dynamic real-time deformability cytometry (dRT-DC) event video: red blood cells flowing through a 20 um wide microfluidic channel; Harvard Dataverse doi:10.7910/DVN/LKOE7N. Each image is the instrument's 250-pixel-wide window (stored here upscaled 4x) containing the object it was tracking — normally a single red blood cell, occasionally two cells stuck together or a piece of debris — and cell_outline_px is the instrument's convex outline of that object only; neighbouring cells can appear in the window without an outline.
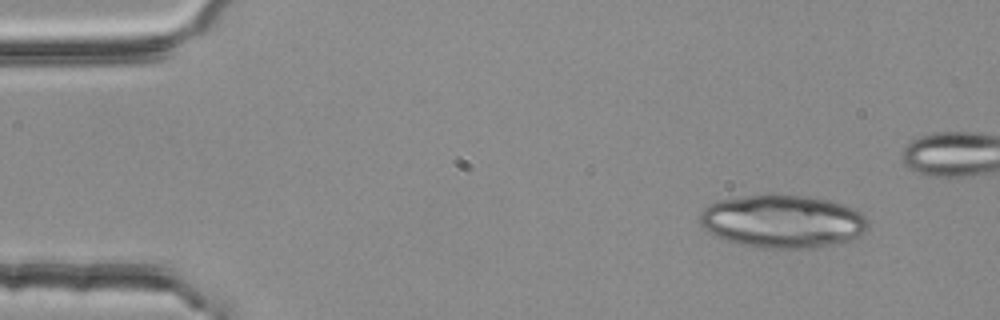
{"species": "common noctule bat (a hibernating species)", "species_latin": "Nyctalus noctula", "temperature_condition": "room temperature", "stored_images_in_passage": 26, "camera_frame_rate_fps": 3000, "um_per_image_px": 0.085, "animal": {"sex": "female", "body_mass_g": 25.1}, "frame": {"image": 1, "passage_image": 1, "time_ms": 0.0, "image_size_px": [1000, 320], "cell_outline_px": [[868, 224], [864, 232], [852, 240], [832, 244], [808, 248], [764, 248], [740, 244], [716, 236], [708, 232], [700, 224], [700, 212], [708, 204], [720, 200], [768, 192], [772, 192], [828, 200], [852, 208], [860, 212], [868, 220]], "centroid_in_image_um": [66.49, 18.79], "position_along_channel_um": 18.5, "area_um2": 52.14}}